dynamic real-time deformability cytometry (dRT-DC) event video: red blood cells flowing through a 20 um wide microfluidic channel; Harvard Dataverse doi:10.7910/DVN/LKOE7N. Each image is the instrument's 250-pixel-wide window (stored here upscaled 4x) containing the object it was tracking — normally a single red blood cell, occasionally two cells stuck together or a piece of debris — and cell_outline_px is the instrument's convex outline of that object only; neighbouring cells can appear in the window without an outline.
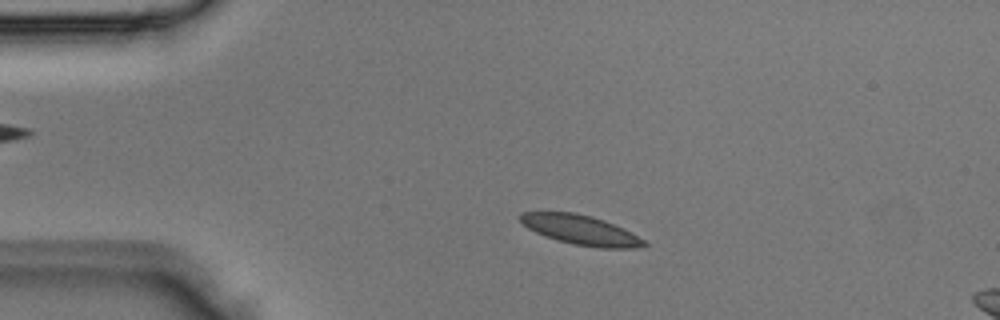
{"species": "Egyptian fruit bat (a non-hibernating species)", "species_latin": "Rousettus aegyptiacus", "temperature_condition": "room temperature", "stored_images_in_passage": 3, "camera_frame_rate_fps": 3000, "um_per_image_px": 0.085, "animal": {"sex": "male"}, "frame": {"image": 1, "passage_image": 1, "time_ms": 0.0, "image_size_px": [1000, 320], "cell_outline_px": [[648, 244], [632, 248], [600, 248], [576, 244], [556, 240], [544, 236], [528, 228], [520, 220], [520, 212], [572, 212], [592, 216], [604, 220], [624, 228], [644, 240]], "centroid_in_image_um": [49.35, 19.54], "position_along_channel_um": 35.6, "area_um2": 21.15}}